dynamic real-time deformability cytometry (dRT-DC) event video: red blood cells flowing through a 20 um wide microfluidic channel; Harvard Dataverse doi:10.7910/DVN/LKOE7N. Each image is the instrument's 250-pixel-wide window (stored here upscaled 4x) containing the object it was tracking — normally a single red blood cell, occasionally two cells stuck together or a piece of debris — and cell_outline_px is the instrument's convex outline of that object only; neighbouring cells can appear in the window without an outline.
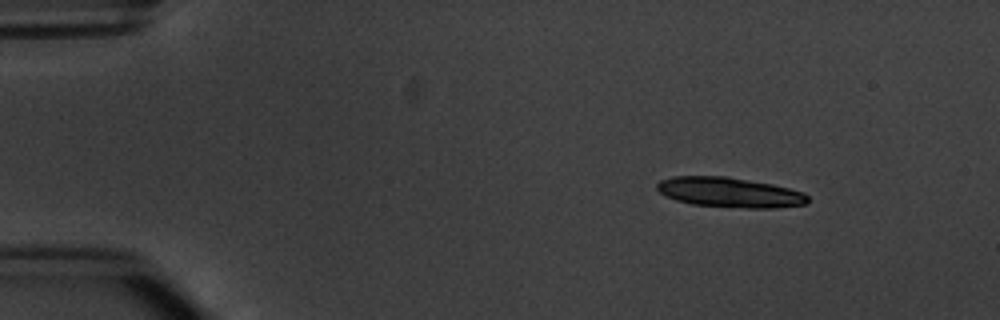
{"species": "common noctule bat (a hibernating species)", "species_latin": "Nyctalus noctula", "temperature_condition": "warm", "stored_images_in_passage": 4, "camera_frame_rate_fps": 3000, "um_per_image_px": 0.085, "animal": {"sex": "male", "body_mass_g": 20.1, "forearm_length_mm": 53.5}, "frame": {"image": 1, "passage_image": 1, "time_ms": 0.0, "image_size_px": [1000, 320], "cell_outline_px": [[808, 204], [776, 208], [744, 208], [692, 204], [676, 200], [660, 192], [656, 188], [656, 184], [660, 180], [672, 176], [728, 176], [772, 184], [804, 192], [808, 196]], "centroid_in_image_um": [62.04, 16.35], "position_along_channel_um": 23.0, "area_um2": 26.41}}